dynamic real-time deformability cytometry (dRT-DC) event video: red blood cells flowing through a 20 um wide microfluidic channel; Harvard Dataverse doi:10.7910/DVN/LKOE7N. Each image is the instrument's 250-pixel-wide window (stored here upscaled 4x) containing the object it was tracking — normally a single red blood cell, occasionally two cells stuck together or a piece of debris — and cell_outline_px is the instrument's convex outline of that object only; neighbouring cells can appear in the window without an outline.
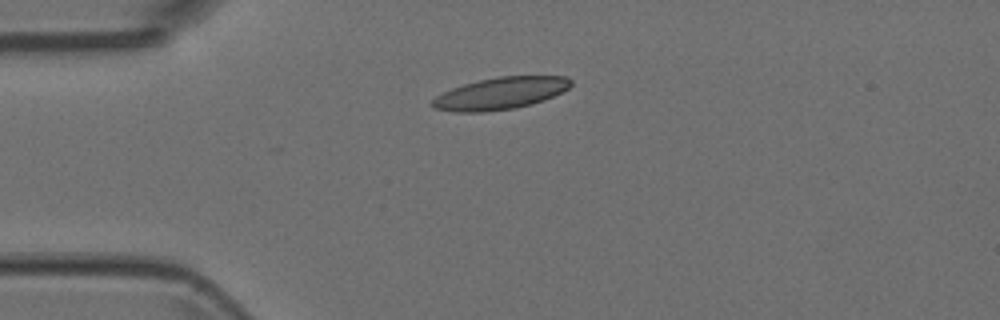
{"species": "Egyptian fruit bat (a non-hibernating species)", "species_latin": "Rousettus aegyptiacus", "temperature_condition": "room temperature", "stored_images_in_passage": 4, "camera_frame_rate_fps": 3000, "um_per_image_px": 0.085, "animal": {"sex": "female"}, "frame": {"image": 1, "passage_image": 1, "time_ms": 0.0, "image_size_px": [1000, 320], "cell_outline_px": [[572, 84], [568, 88], [544, 100], [532, 104], [516, 108], [484, 112], [452, 112], [432, 108], [428, 104], [436, 96], [452, 88], [464, 84], [496, 76], [568, 76], [572, 80]], "centroid_in_image_um": [42.5, 7.94], "position_along_channel_um": 42.5, "area_um2": 26.01}}
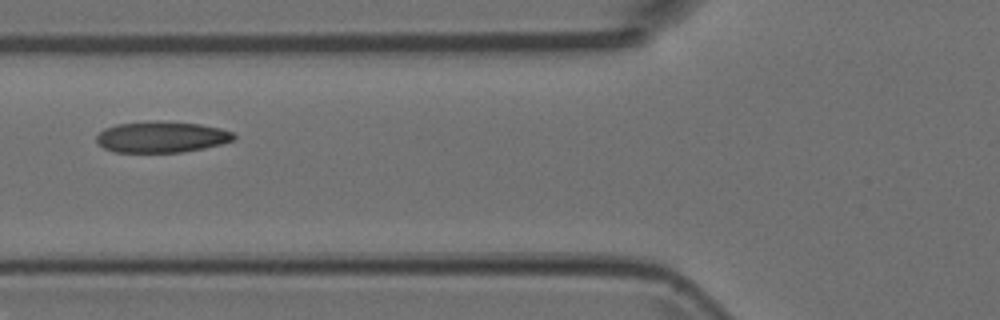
{"frame": {"image": 2, "passage_image": 3, "time_ms": 0.667, "image_size_px": [1000, 320], "cell_outline_px": [[236, 136], [232, 140], [220, 144], [204, 148], [180, 152], [116, 152], [104, 148], [96, 140], [96, 136], [104, 128], [116, 124], [148, 120], [160, 120], [200, 124], [220, 128], [232, 132]], "centroid_in_image_um": [13.71, 11.62], "position_along_channel_um": 112.1, "area_um2": 25.03}}
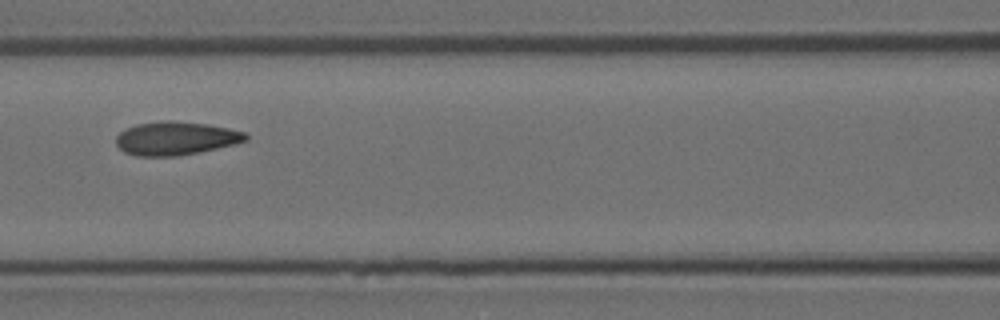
{"frame": {"image": 3, "passage_image": 4, "time_ms": 1.0, "image_size_px": [1000, 320], "cell_outline_px": [[248, 140], [216, 148], [176, 156], [136, 156], [124, 152], [116, 144], [116, 136], [124, 128], [136, 124], [164, 120], [172, 120], [208, 124], [228, 128], [244, 132], [248, 136]], "centroid_in_image_um": [14.89, 11.74], "position_along_channel_um": 151.7, "area_um2": 25.2}}